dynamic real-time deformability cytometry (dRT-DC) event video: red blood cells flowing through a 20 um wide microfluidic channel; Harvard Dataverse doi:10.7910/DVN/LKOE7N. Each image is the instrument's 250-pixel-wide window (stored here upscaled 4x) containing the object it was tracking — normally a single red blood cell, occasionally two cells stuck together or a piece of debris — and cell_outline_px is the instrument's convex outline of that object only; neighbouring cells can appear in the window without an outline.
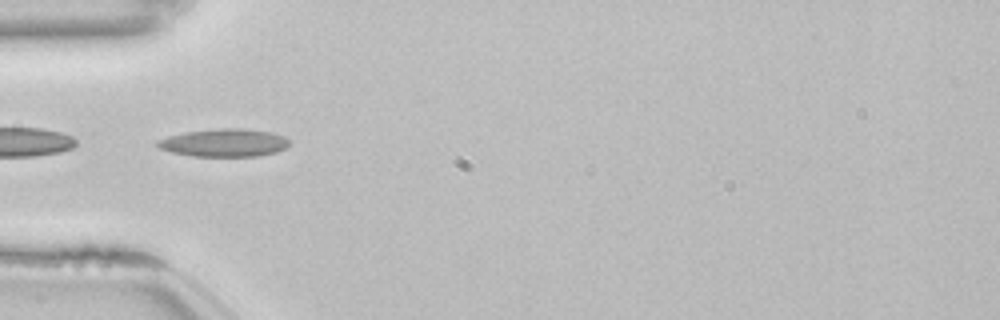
{"species": "common noctule bat (a hibernating species)", "species_latin": "Nyctalus noctula", "temperature_condition": "room temperature", "stored_images_in_passage": 52, "camera_frame_rate_fps": 3000, "um_per_image_px": 0.085, "animal": {"sex": "female", "body_mass_g": 22.7, "forearm_length_mm": 54.2}, "frame": {"image": 1, "passage_image": 16, "time_ms": 5.0, "image_size_px": [1000, 320], "cell_outline_px": [[288, 144], [284, 148], [276, 152], [260, 156], [192, 156], [172, 152], [160, 148], [156, 144], [156, 140], [168, 136], [184, 132], [216, 128], [244, 128], [268, 132], [284, 136], [288, 140]], "centroid_in_image_um": [19.02, 12.13], "position_along_channel_um": 66.0, "area_um2": 21.39}, "authors_computed_cell_mechanics": {"area_um2": 19.652, "velocity_mm_per_s": 3.8548, "shape_relaxation_time_tau1_ms": null, "shape_relaxation_time_tau2_ms": 2.7535, "deformation_change_tau1": null, "deformation_change_tau2": 0.1333}}